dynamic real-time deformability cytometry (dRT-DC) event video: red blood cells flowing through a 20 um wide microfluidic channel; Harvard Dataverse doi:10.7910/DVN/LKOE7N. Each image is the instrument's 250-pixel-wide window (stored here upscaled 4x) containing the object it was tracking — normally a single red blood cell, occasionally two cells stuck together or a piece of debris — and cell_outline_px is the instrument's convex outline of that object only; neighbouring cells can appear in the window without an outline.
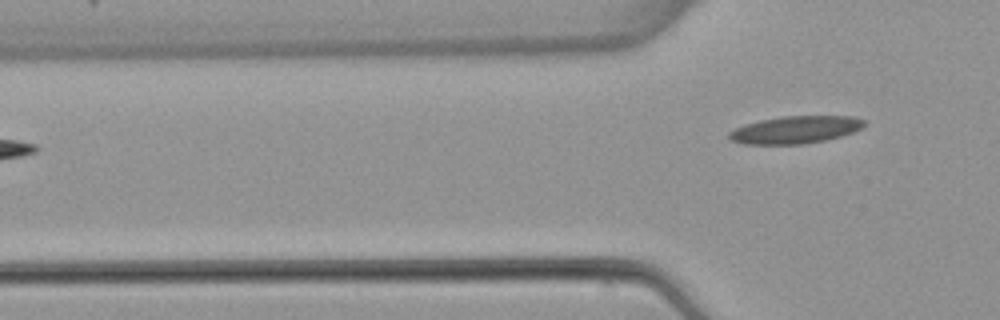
{"species": "common noctule bat (a hibernating species)", "species_latin": "Nyctalus noctula", "temperature_condition": "warm", "stored_images_in_passage": 4, "camera_frame_rate_fps": 3000, "um_per_image_px": 0.085, "animal": {"sex": "female", "body_mass_g": 22.7, "forearm_length_mm": 54.2}, "frame": {"image": 1, "passage_image": 4, "time_ms": 3.667, "image_size_px": [1000, 320], "cell_outline_px": [[868, 120], [860, 128], [852, 132], [840, 136], [824, 140], [804, 144], [744, 144], [732, 140], [728, 136], [728, 132], [744, 124], [760, 120], [780, 116], [856, 116]], "centroid_in_image_um": [67.61, 11.01], "position_along_channel_um": 58.2, "area_um2": 21.62}}